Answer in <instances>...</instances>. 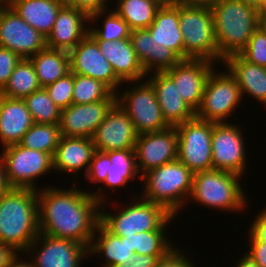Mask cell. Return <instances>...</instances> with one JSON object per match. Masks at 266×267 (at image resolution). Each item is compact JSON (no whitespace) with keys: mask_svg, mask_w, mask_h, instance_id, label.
Masks as SVG:
<instances>
[{"mask_svg":"<svg viewBox=\"0 0 266 267\" xmlns=\"http://www.w3.org/2000/svg\"><path fill=\"white\" fill-rule=\"evenodd\" d=\"M102 190V186L93 193L78 190L77 186L38 188L39 232L70 239L89 248L100 222V204H106Z\"/></svg>","mask_w":266,"mask_h":267,"instance_id":"cell-1","label":"cell"},{"mask_svg":"<svg viewBox=\"0 0 266 267\" xmlns=\"http://www.w3.org/2000/svg\"><path fill=\"white\" fill-rule=\"evenodd\" d=\"M39 233L37 191L11 188L3 194L0 197V242L25 254Z\"/></svg>","mask_w":266,"mask_h":267,"instance_id":"cell-2","label":"cell"},{"mask_svg":"<svg viewBox=\"0 0 266 267\" xmlns=\"http://www.w3.org/2000/svg\"><path fill=\"white\" fill-rule=\"evenodd\" d=\"M219 62L239 54L258 29L259 12L238 0H221L211 7Z\"/></svg>","mask_w":266,"mask_h":267,"instance_id":"cell-3","label":"cell"},{"mask_svg":"<svg viewBox=\"0 0 266 267\" xmlns=\"http://www.w3.org/2000/svg\"><path fill=\"white\" fill-rule=\"evenodd\" d=\"M193 175L178 159L154 168L139 178L144 182L141 198L159 204L179 217L180 209L183 210L190 196Z\"/></svg>","mask_w":266,"mask_h":267,"instance_id":"cell-4","label":"cell"},{"mask_svg":"<svg viewBox=\"0 0 266 267\" xmlns=\"http://www.w3.org/2000/svg\"><path fill=\"white\" fill-rule=\"evenodd\" d=\"M241 179L237 174L216 169L194 173L188 200L230 213L244 211L249 203Z\"/></svg>","mask_w":266,"mask_h":267,"instance_id":"cell-5","label":"cell"},{"mask_svg":"<svg viewBox=\"0 0 266 267\" xmlns=\"http://www.w3.org/2000/svg\"><path fill=\"white\" fill-rule=\"evenodd\" d=\"M179 24L184 39V60L219 62L211 8L179 4Z\"/></svg>","mask_w":266,"mask_h":267,"instance_id":"cell-6","label":"cell"},{"mask_svg":"<svg viewBox=\"0 0 266 267\" xmlns=\"http://www.w3.org/2000/svg\"><path fill=\"white\" fill-rule=\"evenodd\" d=\"M136 198L132 203H126L125 208L121 207V211L114 212L115 214L108 212L106 207L100 204V223L109 232L125 237V235L158 230L172 216L163 206L140 196Z\"/></svg>","mask_w":266,"mask_h":267,"instance_id":"cell-7","label":"cell"},{"mask_svg":"<svg viewBox=\"0 0 266 267\" xmlns=\"http://www.w3.org/2000/svg\"><path fill=\"white\" fill-rule=\"evenodd\" d=\"M139 82L133 81L122 94L117 92L116 103L130 117L138 135L168 128L153 86L147 80Z\"/></svg>","mask_w":266,"mask_h":267,"instance_id":"cell-8","label":"cell"},{"mask_svg":"<svg viewBox=\"0 0 266 267\" xmlns=\"http://www.w3.org/2000/svg\"><path fill=\"white\" fill-rule=\"evenodd\" d=\"M214 68L208 76L204 93L196 117L202 120L222 123L228 122L236 107L243 102L236 79L226 69L224 72ZM227 119V120H226Z\"/></svg>","mask_w":266,"mask_h":267,"instance_id":"cell-9","label":"cell"},{"mask_svg":"<svg viewBox=\"0 0 266 267\" xmlns=\"http://www.w3.org/2000/svg\"><path fill=\"white\" fill-rule=\"evenodd\" d=\"M2 149L0 157L4 163L6 178L11 188L37 191L36 179L54 170L51 154L29 149L20 144Z\"/></svg>","mask_w":266,"mask_h":267,"instance_id":"cell-10","label":"cell"},{"mask_svg":"<svg viewBox=\"0 0 266 267\" xmlns=\"http://www.w3.org/2000/svg\"><path fill=\"white\" fill-rule=\"evenodd\" d=\"M178 132V157L193 173L213 169V122L194 117L175 126Z\"/></svg>","mask_w":266,"mask_h":267,"instance_id":"cell-11","label":"cell"},{"mask_svg":"<svg viewBox=\"0 0 266 267\" xmlns=\"http://www.w3.org/2000/svg\"><path fill=\"white\" fill-rule=\"evenodd\" d=\"M243 136L238 124L213 122L211 146L213 169L244 176L247 156Z\"/></svg>","mask_w":266,"mask_h":267,"instance_id":"cell-12","label":"cell"},{"mask_svg":"<svg viewBox=\"0 0 266 267\" xmlns=\"http://www.w3.org/2000/svg\"><path fill=\"white\" fill-rule=\"evenodd\" d=\"M25 253L33 256L30 260L34 267H82L89 248L70 239L39 233Z\"/></svg>","mask_w":266,"mask_h":267,"instance_id":"cell-13","label":"cell"},{"mask_svg":"<svg viewBox=\"0 0 266 267\" xmlns=\"http://www.w3.org/2000/svg\"><path fill=\"white\" fill-rule=\"evenodd\" d=\"M134 151L140 177L154 168L176 160L178 132L175 126L138 135Z\"/></svg>","mask_w":266,"mask_h":267,"instance_id":"cell-14","label":"cell"},{"mask_svg":"<svg viewBox=\"0 0 266 267\" xmlns=\"http://www.w3.org/2000/svg\"><path fill=\"white\" fill-rule=\"evenodd\" d=\"M0 46L29 59L46 47V38L7 5L0 14Z\"/></svg>","mask_w":266,"mask_h":267,"instance_id":"cell-15","label":"cell"},{"mask_svg":"<svg viewBox=\"0 0 266 267\" xmlns=\"http://www.w3.org/2000/svg\"><path fill=\"white\" fill-rule=\"evenodd\" d=\"M70 72L99 80L117 93L123 82L100 52L98 44L87 35L70 52Z\"/></svg>","mask_w":266,"mask_h":267,"instance_id":"cell-16","label":"cell"},{"mask_svg":"<svg viewBox=\"0 0 266 267\" xmlns=\"http://www.w3.org/2000/svg\"><path fill=\"white\" fill-rule=\"evenodd\" d=\"M116 104V93L108 99L88 104H72L61 110V136L92 138L97 127Z\"/></svg>","mask_w":266,"mask_h":267,"instance_id":"cell-17","label":"cell"},{"mask_svg":"<svg viewBox=\"0 0 266 267\" xmlns=\"http://www.w3.org/2000/svg\"><path fill=\"white\" fill-rule=\"evenodd\" d=\"M214 64L205 59H187L164 71L177 86L181 98L195 112L200 106L208 76L216 68Z\"/></svg>","mask_w":266,"mask_h":267,"instance_id":"cell-18","label":"cell"},{"mask_svg":"<svg viewBox=\"0 0 266 267\" xmlns=\"http://www.w3.org/2000/svg\"><path fill=\"white\" fill-rule=\"evenodd\" d=\"M138 134L130 117L116 103L97 127L92 137L101 152L134 149Z\"/></svg>","mask_w":266,"mask_h":267,"instance_id":"cell-19","label":"cell"},{"mask_svg":"<svg viewBox=\"0 0 266 267\" xmlns=\"http://www.w3.org/2000/svg\"><path fill=\"white\" fill-rule=\"evenodd\" d=\"M90 17L72 6H62L46 38V47L70 52L89 33ZM87 25V26H86Z\"/></svg>","mask_w":266,"mask_h":267,"instance_id":"cell-20","label":"cell"},{"mask_svg":"<svg viewBox=\"0 0 266 267\" xmlns=\"http://www.w3.org/2000/svg\"><path fill=\"white\" fill-rule=\"evenodd\" d=\"M149 75H146V80L153 86L163 119L169 126H177L196 117V112L181 98L177 86L165 72Z\"/></svg>","mask_w":266,"mask_h":267,"instance_id":"cell-21","label":"cell"},{"mask_svg":"<svg viewBox=\"0 0 266 267\" xmlns=\"http://www.w3.org/2000/svg\"><path fill=\"white\" fill-rule=\"evenodd\" d=\"M130 41L146 75L164 72L182 60L174 51L153 40L147 29L131 30Z\"/></svg>","mask_w":266,"mask_h":267,"instance_id":"cell-22","label":"cell"},{"mask_svg":"<svg viewBox=\"0 0 266 267\" xmlns=\"http://www.w3.org/2000/svg\"><path fill=\"white\" fill-rule=\"evenodd\" d=\"M94 41L98 44L100 52L110 62L116 76L123 83L141 81L143 78H146V73L137 58L130 38L115 41Z\"/></svg>","mask_w":266,"mask_h":267,"instance_id":"cell-23","label":"cell"},{"mask_svg":"<svg viewBox=\"0 0 266 267\" xmlns=\"http://www.w3.org/2000/svg\"><path fill=\"white\" fill-rule=\"evenodd\" d=\"M95 151L92 138L62 136L53 156V171L77 176L84 169L86 175Z\"/></svg>","mask_w":266,"mask_h":267,"instance_id":"cell-24","label":"cell"},{"mask_svg":"<svg viewBox=\"0 0 266 267\" xmlns=\"http://www.w3.org/2000/svg\"><path fill=\"white\" fill-rule=\"evenodd\" d=\"M34 124L23 99L0 95V142L2 148L19 144Z\"/></svg>","mask_w":266,"mask_h":267,"instance_id":"cell-25","label":"cell"},{"mask_svg":"<svg viewBox=\"0 0 266 267\" xmlns=\"http://www.w3.org/2000/svg\"><path fill=\"white\" fill-rule=\"evenodd\" d=\"M147 30L153 40L171 49L184 60V39L179 24V4H162Z\"/></svg>","mask_w":266,"mask_h":267,"instance_id":"cell-26","label":"cell"},{"mask_svg":"<svg viewBox=\"0 0 266 267\" xmlns=\"http://www.w3.org/2000/svg\"><path fill=\"white\" fill-rule=\"evenodd\" d=\"M236 79L242 98L248 94L257 102L266 105V69L263 66L249 63L239 54L227 57L222 64Z\"/></svg>","mask_w":266,"mask_h":267,"instance_id":"cell-27","label":"cell"},{"mask_svg":"<svg viewBox=\"0 0 266 267\" xmlns=\"http://www.w3.org/2000/svg\"><path fill=\"white\" fill-rule=\"evenodd\" d=\"M8 5L45 38L50 34L62 7L56 0H10Z\"/></svg>","mask_w":266,"mask_h":267,"instance_id":"cell-28","label":"cell"},{"mask_svg":"<svg viewBox=\"0 0 266 267\" xmlns=\"http://www.w3.org/2000/svg\"><path fill=\"white\" fill-rule=\"evenodd\" d=\"M95 253L102 254V258L104 257L102 267H114L134 255L125 241V237H119L109 232L100 222L89 247V256L92 257L93 254L94 257Z\"/></svg>","mask_w":266,"mask_h":267,"instance_id":"cell-29","label":"cell"},{"mask_svg":"<svg viewBox=\"0 0 266 267\" xmlns=\"http://www.w3.org/2000/svg\"><path fill=\"white\" fill-rule=\"evenodd\" d=\"M29 59L42 88L70 73V56L66 51L45 47Z\"/></svg>","mask_w":266,"mask_h":267,"instance_id":"cell-30","label":"cell"},{"mask_svg":"<svg viewBox=\"0 0 266 267\" xmlns=\"http://www.w3.org/2000/svg\"><path fill=\"white\" fill-rule=\"evenodd\" d=\"M175 218L176 217L172 215L158 230L125 235V241L134 253L149 256H166L175 248L174 245H172L173 241H170L165 235L167 224H170Z\"/></svg>","mask_w":266,"mask_h":267,"instance_id":"cell-31","label":"cell"},{"mask_svg":"<svg viewBox=\"0 0 266 267\" xmlns=\"http://www.w3.org/2000/svg\"><path fill=\"white\" fill-rule=\"evenodd\" d=\"M111 161L106 179L102 186L109 189L126 187L129 181L135 180L138 175L134 149L105 152Z\"/></svg>","mask_w":266,"mask_h":267,"instance_id":"cell-32","label":"cell"},{"mask_svg":"<svg viewBox=\"0 0 266 267\" xmlns=\"http://www.w3.org/2000/svg\"><path fill=\"white\" fill-rule=\"evenodd\" d=\"M161 5L158 0H117V8L113 9L131 30H135L147 29Z\"/></svg>","mask_w":266,"mask_h":267,"instance_id":"cell-33","label":"cell"},{"mask_svg":"<svg viewBox=\"0 0 266 267\" xmlns=\"http://www.w3.org/2000/svg\"><path fill=\"white\" fill-rule=\"evenodd\" d=\"M41 88L31 60L23 58L17 63L0 95L23 99Z\"/></svg>","mask_w":266,"mask_h":267,"instance_id":"cell-34","label":"cell"},{"mask_svg":"<svg viewBox=\"0 0 266 267\" xmlns=\"http://www.w3.org/2000/svg\"><path fill=\"white\" fill-rule=\"evenodd\" d=\"M104 15H106V17ZM101 16L105 17V19H103L104 22L102 23L103 27L99 26V29L96 27H89L88 35L93 40L115 41L130 38L131 29L128 24L114 11V9H106L92 14L89 19L91 25L94 22H97V19H101Z\"/></svg>","mask_w":266,"mask_h":267,"instance_id":"cell-35","label":"cell"},{"mask_svg":"<svg viewBox=\"0 0 266 267\" xmlns=\"http://www.w3.org/2000/svg\"><path fill=\"white\" fill-rule=\"evenodd\" d=\"M59 124H36L24 134L20 145L54 156L61 139Z\"/></svg>","mask_w":266,"mask_h":267,"instance_id":"cell-36","label":"cell"},{"mask_svg":"<svg viewBox=\"0 0 266 267\" xmlns=\"http://www.w3.org/2000/svg\"><path fill=\"white\" fill-rule=\"evenodd\" d=\"M32 120L36 124H59L61 109L50 98L45 88L23 98Z\"/></svg>","mask_w":266,"mask_h":267,"instance_id":"cell-37","label":"cell"},{"mask_svg":"<svg viewBox=\"0 0 266 267\" xmlns=\"http://www.w3.org/2000/svg\"><path fill=\"white\" fill-rule=\"evenodd\" d=\"M114 92L103 82L74 74L73 104H88L108 99Z\"/></svg>","mask_w":266,"mask_h":267,"instance_id":"cell-38","label":"cell"},{"mask_svg":"<svg viewBox=\"0 0 266 267\" xmlns=\"http://www.w3.org/2000/svg\"><path fill=\"white\" fill-rule=\"evenodd\" d=\"M74 74L69 73L65 77L56 80L45 87L50 98L61 110L73 104Z\"/></svg>","mask_w":266,"mask_h":267,"instance_id":"cell-39","label":"cell"},{"mask_svg":"<svg viewBox=\"0 0 266 267\" xmlns=\"http://www.w3.org/2000/svg\"><path fill=\"white\" fill-rule=\"evenodd\" d=\"M239 55L249 63L266 67V34L258 28Z\"/></svg>","mask_w":266,"mask_h":267,"instance_id":"cell-40","label":"cell"},{"mask_svg":"<svg viewBox=\"0 0 266 267\" xmlns=\"http://www.w3.org/2000/svg\"><path fill=\"white\" fill-rule=\"evenodd\" d=\"M111 165L109 156L105 152L95 151L90 162L86 179L91 183H104L108 169Z\"/></svg>","mask_w":266,"mask_h":267,"instance_id":"cell-41","label":"cell"},{"mask_svg":"<svg viewBox=\"0 0 266 267\" xmlns=\"http://www.w3.org/2000/svg\"><path fill=\"white\" fill-rule=\"evenodd\" d=\"M21 59L15 52L0 46V91L7 84L10 75Z\"/></svg>","mask_w":266,"mask_h":267,"instance_id":"cell-42","label":"cell"},{"mask_svg":"<svg viewBox=\"0 0 266 267\" xmlns=\"http://www.w3.org/2000/svg\"><path fill=\"white\" fill-rule=\"evenodd\" d=\"M178 248H173L165 257L158 260L155 267H196L188 254L184 255Z\"/></svg>","mask_w":266,"mask_h":267,"instance_id":"cell-43","label":"cell"},{"mask_svg":"<svg viewBox=\"0 0 266 267\" xmlns=\"http://www.w3.org/2000/svg\"><path fill=\"white\" fill-rule=\"evenodd\" d=\"M248 233V241H261L266 243V207L256 215Z\"/></svg>","mask_w":266,"mask_h":267,"instance_id":"cell-44","label":"cell"},{"mask_svg":"<svg viewBox=\"0 0 266 267\" xmlns=\"http://www.w3.org/2000/svg\"><path fill=\"white\" fill-rule=\"evenodd\" d=\"M165 256H149L134 253L126 261L120 262L114 267H155L158 260Z\"/></svg>","mask_w":266,"mask_h":267,"instance_id":"cell-45","label":"cell"},{"mask_svg":"<svg viewBox=\"0 0 266 267\" xmlns=\"http://www.w3.org/2000/svg\"><path fill=\"white\" fill-rule=\"evenodd\" d=\"M108 0H74L72 7L83 11L89 17L97 12L109 9L107 7Z\"/></svg>","mask_w":266,"mask_h":267,"instance_id":"cell-46","label":"cell"},{"mask_svg":"<svg viewBox=\"0 0 266 267\" xmlns=\"http://www.w3.org/2000/svg\"><path fill=\"white\" fill-rule=\"evenodd\" d=\"M249 250L245 252L259 266L266 267V243L261 241H249Z\"/></svg>","mask_w":266,"mask_h":267,"instance_id":"cell-47","label":"cell"},{"mask_svg":"<svg viewBox=\"0 0 266 267\" xmlns=\"http://www.w3.org/2000/svg\"><path fill=\"white\" fill-rule=\"evenodd\" d=\"M21 254L10 245L0 242V267H7L15 257Z\"/></svg>","mask_w":266,"mask_h":267,"instance_id":"cell-48","label":"cell"},{"mask_svg":"<svg viewBox=\"0 0 266 267\" xmlns=\"http://www.w3.org/2000/svg\"><path fill=\"white\" fill-rule=\"evenodd\" d=\"M221 0H180L178 4L196 7H208L216 5Z\"/></svg>","mask_w":266,"mask_h":267,"instance_id":"cell-49","label":"cell"},{"mask_svg":"<svg viewBox=\"0 0 266 267\" xmlns=\"http://www.w3.org/2000/svg\"><path fill=\"white\" fill-rule=\"evenodd\" d=\"M11 189L7 178L4 163L0 157V197Z\"/></svg>","mask_w":266,"mask_h":267,"instance_id":"cell-50","label":"cell"},{"mask_svg":"<svg viewBox=\"0 0 266 267\" xmlns=\"http://www.w3.org/2000/svg\"><path fill=\"white\" fill-rule=\"evenodd\" d=\"M244 255V256H243ZM239 258L236 267H261L245 253Z\"/></svg>","mask_w":266,"mask_h":267,"instance_id":"cell-51","label":"cell"},{"mask_svg":"<svg viewBox=\"0 0 266 267\" xmlns=\"http://www.w3.org/2000/svg\"><path fill=\"white\" fill-rule=\"evenodd\" d=\"M7 267H34L31 260H24L18 254Z\"/></svg>","mask_w":266,"mask_h":267,"instance_id":"cell-52","label":"cell"},{"mask_svg":"<svg viewBox=\"0 0 266 267\" xmlns=\"http://www.w3.org/2000/svg\"><path fill=\"white\" fill-rule=\"evenodd\" d=\"M258 28H260L266 34V15L264 13L259 14Z\"/></svg>","mask_w":266,"mask_h":267,"instance_id":"cell-53","label":"cell"},{"mask_svg":"<svg viewBox=\"0 0 266 267\" xmlns=\"http://www.w3.org/2000/svg\"><path fill=\"white\" fill-rule=\"evenodd\" d=\"M238 1H241L247 5H251L255 7L258 11V5L260 4V0H238Z\"/></svg>","mask_w":266,"mask_h":267,"instance_id":"cell-54","label":"cell"},{"mask_svg":"<svg viewBox=\"0 0 266 267\" xmlns=\"http://www.w3.org/2000/svg\"><path fill=\"white\" fill-rule=\"evenodd\" d=\"M266 10V0H260V4L258 5L259 14L263 13Z\"/></svg>","mask_w":266,"mask_h":267,"instance_id":"cell-55","label":"cell"},{"mask_svg":"<svg viewBox=\"0 0 266 267\" xmlns=\"http://www.w3.org/2000/svg\"><path fill=\"white\" fill-rule=\"evenodd\" d=\"M62 6H72L74 0H56Z\"/></svg>","mask_w":266,"mask_h":267,"instance_id":"cell-56","label":"cell"},{"mask_svg":"<svg viewBox=\"0 0 266 267\" xmlns=\"http://www.w3.org/2000/svg\"><path fill=\"white\" fill-rule=\"evenodd\" d=\"M161 4H178L180 0H158Z\"/></svg>","mask_w":266,"mask_h":267,"instance_id":"cell-57","label":"cell"},{"mask_svg":"<svg viewBox=\"0 0 266 267\" xmlns=\"http://www.w3.org/2000/svg\"><path fill=\"white\" fill-rule=\"evenodd\" d=\"M8 5L7 0H0V14L3 11V9Z\"/></svg>","mask_w":266,"mask_h":267,"instance_id":"cell-58","label":"cell"}]
</instances>
